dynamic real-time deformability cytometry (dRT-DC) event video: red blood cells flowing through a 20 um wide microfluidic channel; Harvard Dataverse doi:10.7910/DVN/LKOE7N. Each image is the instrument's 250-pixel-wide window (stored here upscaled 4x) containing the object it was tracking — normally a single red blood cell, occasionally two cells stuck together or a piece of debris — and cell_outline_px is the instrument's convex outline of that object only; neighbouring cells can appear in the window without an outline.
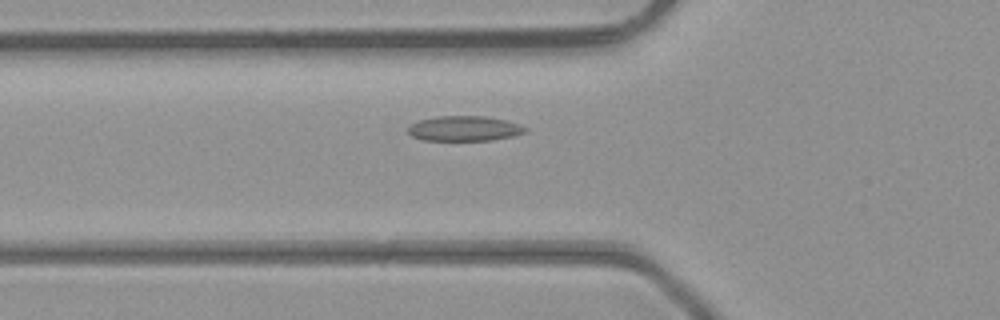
{"species": "common noctule bat (a hibernating species)", "species_latin": "Nyctalus noctula", "temperature_condition": "room temperature", "stored_images_in_passage": 43, "camera_frame_rate_fps": 3000, "um_per_image_px": 0.085, "animal": {"sex": "male", "body_mass_g": 23.1, "forearm_length_mm": 52.7}, "frame": {"image": 1, "passage_image": 13, "time_ms": 4.0, "image_size_px": [1000, 320], "cell_outline_px": [[528, 132], [512, 136], [492, 140], [424, 140], [412, 136], [408, 132], [408, 128], [412, 124], [420, 120], [436, 116], [484, 116], [504, 120], [528, 128]], "centroid_in_image_um": [39.47, 10.92], "position_along_channel_um": 86.3, "area_um2": 16.94}}
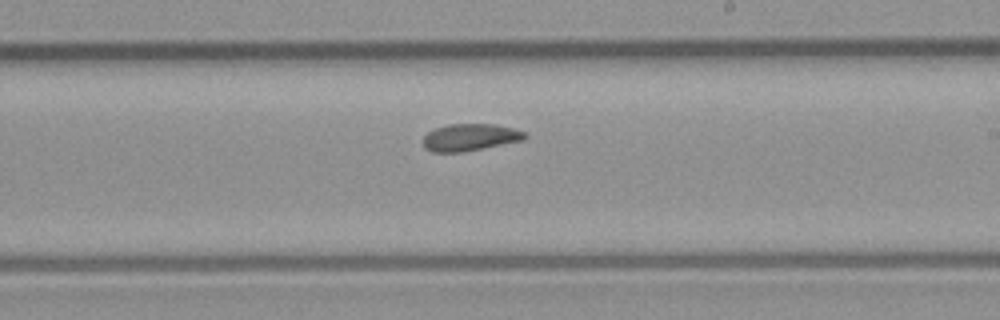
{"frame": {"image": 2, "passage_image": 24, "time_ms": 7.667, "image_size_px": [1000, 320], "cell_outline_px": [[528, 136], [524, 140], [460, 152], [432, 152], [424, 148], [424, 136], [428, 132], [436, 128], [448, 124], [496, 124], [512, 128], [524, 132]], "centroid_in_image_um": [39.95, 11.66], "position_along_channel_um": 249.1, "area_um2": 15.9}}
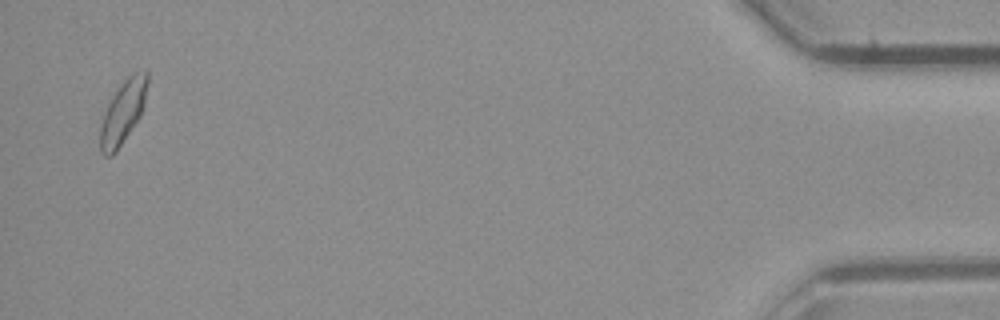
{"frame": {"image": 3, "passage_image": 42, "time_ms": 13.667, "image_size_px": [1000, 320], "cell_outline_px": [[148, 84], [144, 104], [140, 116], [116, 152], [112, 156], [104, 156], [100, 152], [100, 124], [108, 104], [112, 96], [120, 84], [128, 76], [144, 68], [148, 72]], "centroid_in_image_um": [10.46, 9.51], "position_along_channel_um": 424.7, "area_um2": 17.4}, "authors_computed_cell_mechanics": {"area_um2": 16.7042, "velocity_mm_per_s": 4.4094, "shape_relaxation_time_tau1_ms": null, "shape_relaxation_time_tau2_ms": 3.7735, "deformation_change_tau1": null, "deformation_change_tau2": 0.0684}}